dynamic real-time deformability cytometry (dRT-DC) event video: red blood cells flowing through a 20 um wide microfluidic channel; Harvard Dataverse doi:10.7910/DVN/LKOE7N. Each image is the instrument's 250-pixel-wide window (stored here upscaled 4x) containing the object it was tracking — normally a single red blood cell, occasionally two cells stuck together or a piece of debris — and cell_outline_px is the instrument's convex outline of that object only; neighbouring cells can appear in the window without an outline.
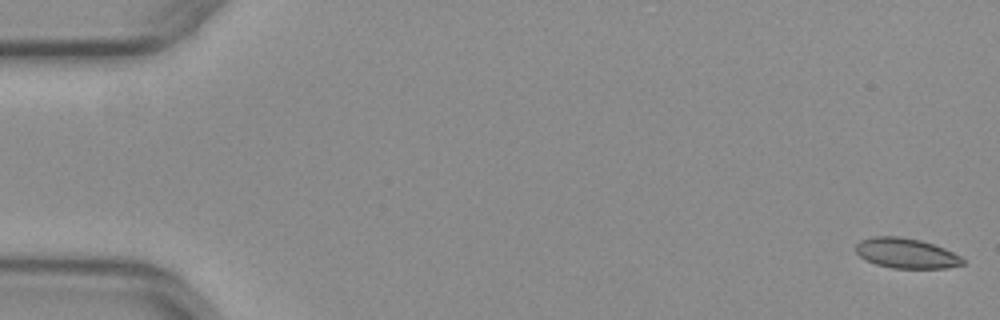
{"species": "common noctule bat (a hibernating species)", "species_latin": "Nyctalus noctula", "temperature_condition": "warm", "stored_images_in_passage": 54, "camera_frame_rate_fps": 3000, "um_per_image_px": 0.085, "animal": {"sex": "female", "body_mass_g": 29.2, "forearm_length_mm": 56.3}, "frame": {"image": 1, "passage_image": 1, "time_ms": 0.0, "image_size_px": [1000, 320], "cell_outline_px": [[964, 264], [948, 268], [892, 268], [876, 264], [864, 260], [856, 252], [856, 244], [860, 240], [872, 236], [900, 236], [920, 240], [944, 248], [960, 256], [964, 260]], "centroid_in_image_um": [77.0, 21.52], "position_along_channel_um": 8.0, "area_um2": 18.79}}
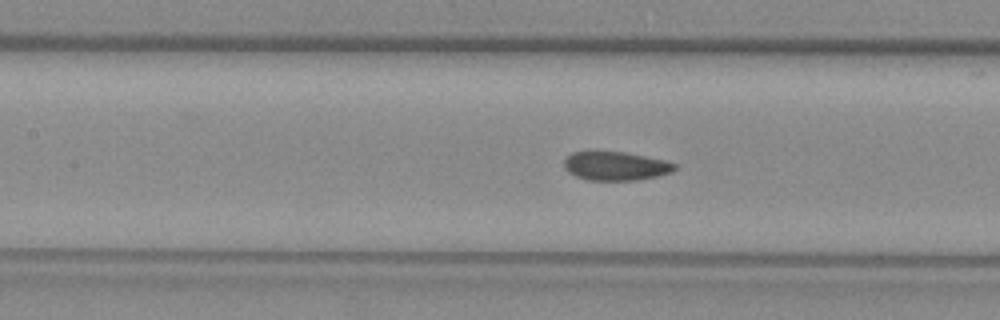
{"frame": {"image": 2, "passage_image": 24, "time_ms": 7.667, "image_size_px": [1000, 320], "cell_outline_px": [[676, 168], [672, 172], [656, 176], [636, 180], [584, 180], [568, 172], [564, 168], [564, 160], [572, 152], [624, 152], [664, 160], [676, 164]], "centroid_in_image_um": [52.31, 14.12], "position_along_channel_um": 155.1, "area_um2": 18.38}}
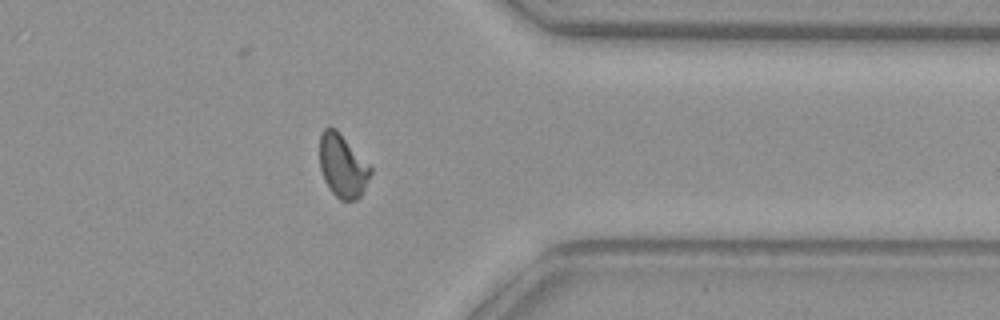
{"frame": {"image": 3, "passage_image": 42, "time_ms": 13.667, "image_size_px": [1000, 320], "cell_outline_px": [[372, 172], [364, 192], [356, 200], [340, 200], [328, 188], [324, 180], [320, 168], [320, 132], [328, 124], [336, 128], [340, 132], [372, 168]], "centroid_in_image_um": [29.11, 14.08], "position_along_channel_um": 382.3, "area_um2": 19.02}, "authors_computed_cell_mechanics": {"area_um2": 19.2763, "velocity_mm_per_s": 3.9595, "shape_relaxation_time_tau1_ms": null, "shape_relaxation_time_tau2_ms": 1.4244, "deformation_change_tau1": null, "deformation_change_tau2": 0.0506}}